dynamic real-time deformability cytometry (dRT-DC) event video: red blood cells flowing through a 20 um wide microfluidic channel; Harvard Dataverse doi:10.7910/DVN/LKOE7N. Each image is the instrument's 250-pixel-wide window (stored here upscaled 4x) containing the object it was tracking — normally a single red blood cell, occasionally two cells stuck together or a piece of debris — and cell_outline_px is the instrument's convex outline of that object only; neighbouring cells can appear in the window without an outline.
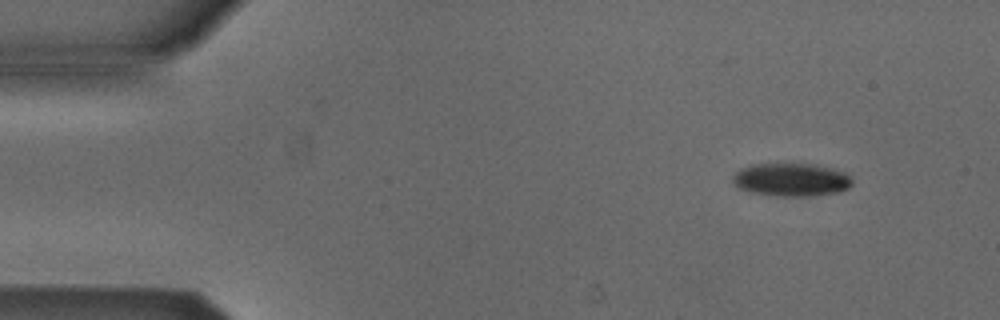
{"species": "Egyptian fruit bat (a non-hibernating species)", "species_latin": "Rousettus aegyptiacus", "temperature_condition": "cold", "stored_images_in_passage": 7, "camera_frame_rate_fps": 3000, "um_per_image_px": 0.085, "animal": {"sex": "male"}, "frame": {"image": 1, "passage_image": 1, "time_ms": 0.0, "image_size_px": [1000, 320], "cell_outline_px": [[852, 184], [848, 188], [836, 192], [804, 196], [780, 196], [752, 192], [740, 188], [732, 184], [732, 176], [740, 168], [748, 164], [776, 160], [788, 160], [816, 164], [832, 168], [844, 172], [852, 180]], "centroid_in_image_um": [67.18, 15.19], "position_along_channel_um": 17.8, "area_um2": 24.1}}
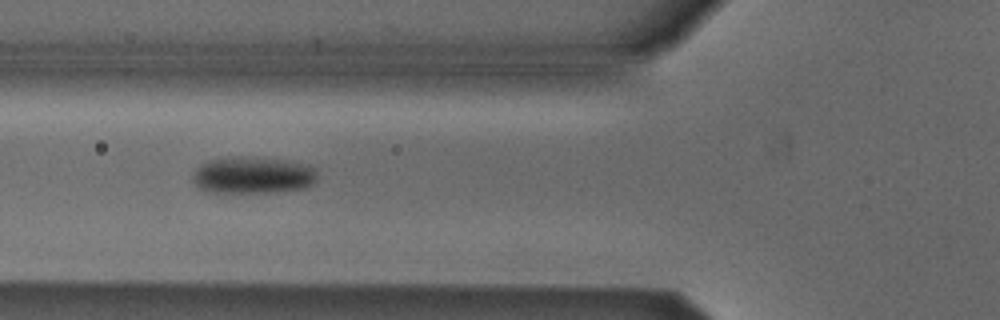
{"frame": {"image": 2, "passage_image": 5, "time_ms": 1.333, "image_size_px": [1000, 320], "cell_outline_px": [[316, 180], [312, 184], [304, 188], [268, 192], [208, 192], [200, 188], [192, 180], [192, 176], [196, 168], [200, 164], [212, 160], [228, 156], [288, 160], [308, 164], [316, 172]], "centroid_in_image_um": [21.47, 14.88], "position_along_channel_um": 104.3, "area_um2": 26.59}}
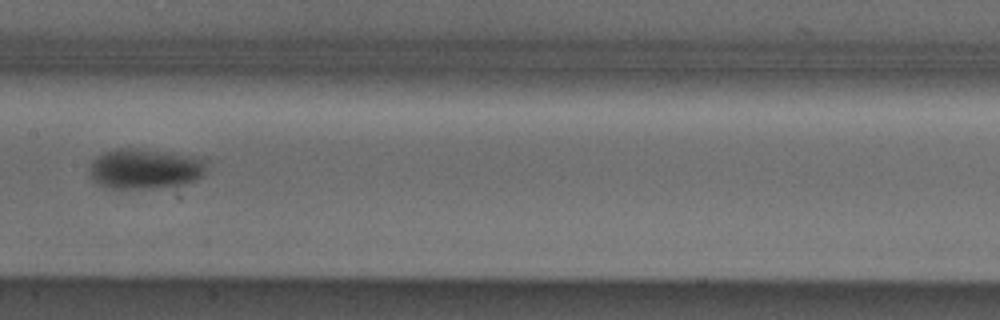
{"frame": {"image": 3, "passage_image": 7, "time_ms": 2.0, "image_size_px": [1000, 320], "cell_outline_px": [[208, 160], [204, 172], [196, 180], [184, 184], [152, 188], [108, 188], [96, 184], [88, 176], [88, 164], [96, 156], [104, 152], [116, 148], [136, 148], [192, 156]], "centroid_in_image_um": [12.24, 14.34], "position_along_channel_um": 195.2, "area_um2": 27.74}}